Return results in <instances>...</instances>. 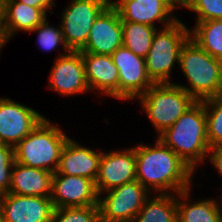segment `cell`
I'll use <instances>...</instances> for the list:
<instances>
[{
	"label": "cell",
	"mask_w": 222,
	"mask_h": 222,
	"mask_svg": "<svg viewBox=\"0 0 222 222\" xmlns=\"http://www.w3.org/2000/svg\"><path fill=\"white\" fill-rule=\"evenodd\" d=\"M189 189L181 191L176 195L177 200V222H222V209L217 200L207 199L196 203H189L187 198Z\"/></svg>",
	"instance_id": "21"
},
{
	"label": "cell",
	"mask_w": 222,
	"mask_h": 222,
	"mask_svg": "<svg viewBox=\"0 0 222 222\" xmlns=\"http://www.w3.org/2000/svg\"><path fill=\"white\" fill-rule=\"evenodd\" d=\"M178 64L190 88L175 85L184 89L196 101H204L222 93V61L212 57L192 39L182 47Z\"/></svg>",
	"instance_id": "3"
},
{
	"label": "cell",
	"mask_w": 222,
	"mask_h": 222,
	"mask_svg": "<svg viewBox=\"0 0 222 222\" xmlns=\"http://www.w3.org/2000/svg\"><path fill=\"white\" fill-rule=\"evenodd\" d=\"M49 80V87L64 96L88 91L81 51L60 55L52 66Z\"/></svg>",
	"instance_id": "13"
},
{
	"label": "cell",
	"mask_w": 222,
	"mask_h": 222,
	"mask_svg": "<svg viewBox=\"0 0 222 222\" xmlns=\"http://www.w3.org/2000/svg\"><path fill=\"white\" fill-rule=\"evenodd\" d=\"M162 1L172 11L175 9V7H178V6H182V7L184 6L186 8H189V5L191 3V0H162Z\"/></svg>",
	"instance_id": "32"
},
{
	"label": "cell",
	"mask_w": 222,
	"mask_h": 222,
	"mask_svg": "<svg viewBox=\"0 0 222 222\" xmlns=\"http://www.w3.org/2000/svg\"><path fill=\"white\" fill-rule=\"evenodd\" d=\"M68 136L44 118L14 147L15 162L55 173Z\"/></svg>",
	"instance_id": "4"
},
{
	"label": "cell",
	"mask_w": 222,
	"mask_h": 222,
	"mask_svg": "<svg viewBox=\"0 0 222 222\" xmlns=\"http://www.w3.org/2000/svg\"><path fill=\"white\" fill-rule=\"evenodd\" d=\"M14 162V148L0 143V195L9 191L11 170Z\"/></svg>",
	"instance_id": "29"
},
{
	"label": "cell",
	"mask_w": 222,
	"mask_h": 222,
	"mask_svg": "<svg viewBox=\"0 0 222 222\" xmlns=\"http://www.w3.org/2000/svg\"><path fill=\"white\" fill-rule=\"evenodd\" d=\"M156 31L157 28L154 26L122 21L123 46L145 59Z\"/></svg>",
	"instance_id": "24"
},
{
	"label": "cell",
	"mask_w": 222,
	"mask_h": 222,
	"mask_svg": "<svg viewBox=\"0 0 222 222\" xmlns=\"http://www.w3.org/2000/svg\"><path fill=\"white\" fill-rule=\"evenodd\" d=\"M4 44H5L4 39L2 38L1 33H0V51H1V48L4 46Z\"/></svg>",
	"instance_id": "35"
},
{
	"label": "cell",
	"mask_w": 222,
	"mask_h": 222,
	"mask_svg": "<svg viewBox=\"0 0 222 222\" xmlns=\"http://www.w3.org/2000/svg\"><path fill=\"white\" fill-rule=\"evenodd\" d=\"M208 155H210L209 160L211 163H213L214 167L217 168L220 175H222V146L211 147Z\"/></svg>",
	"instance_id": "30"
},
{
	"label": "cell",
	"mask_w": 222,
	"mask_h": 222,
	"mask_svg": "<svg viewBox=\"0 0 222 222\" xmlns=\"http://www.w3.org/2000/svg\"><path fill=\"white\" fill-rule=\"evenodd\" d=\"M136 180L134 148L125 151L102 152L95 181L99 197L106 191Z\"/></svg>",
	"instance_id": "12"
},
{
	"label": "cell",
	"mask_w": 222,
	"mask_h": 222,
	"mask_svg": "<svg viewBox=\"0 0 222 222\" xmlns=\"http://www.w3.org/2000/svg\"><path fill=\"white\" fill-rule=\"evenodd\" d=\"M44 118L28 106L0 98V143L14 148Z\"/></svg>",
	"instance_id": "10"
},
{
	"label": "cell",
	"mask_w": 222,
	"mask_h": 222,
	"mask_svg": "<svg viewBox=\"0 0 222 222\" xmlns=\"http://www.w3.org/2000/svg\"><path fill=\"white\" fill-rule=\"evenodd\" d=\"M31 32H38V44L40 47L44 49V51L53 50L56 48L59 43L63 45L64 50L66 52H70L69 48L67 47L64 36L61 30V27L56 29L55 27L49 26L47 18L38 25L35 29L31 30Z\"/></svg>",
	"instance_id": "27"
},
{
	"label": "cell",
	"mask_w": 222,
	"mask_h": 222,
	"mask_svg": "<svg viewBox=\"0 0 222 222\" xmlns=\"http://www.w3.org/2000/svg\"><path fill=\"white\" fill-rule=\"evenodd\" d=\"M81 54L89 91L99 89L102 93L118 99L119 71L111 55L88 52Z\"/></svg>",
	"instance_id": "18"
},
{
	"label": "cell",
	"mask_w": 222,
	"mask_h": 222,
	"mask_svg": "<svg viewBox=\"0 0 222 222\" xmlns=\"http://www.w3.org/2000/svg\"><path fill=\"white\" fill-rule=\"evenodd\" d=\"M102 152L83 147L75 140L68 138L65 143L54 174L85 177L96 181Z\"/></svg>",
	"instance_id": "16"
},
{
	"label": "cell",
	"mask_w": 222,
	"mask_h": 222,
	"mask_svg": "<svg viewBox=\"0 0 222 222\" xmlns=\"http://www.w3.org/2000/svg\"><path fill=\"white\" fill-rule=\"evenodd\" d=\"M5 222H51L53 205L50 197L0 195Z\"/></svg>",
	"instance_id": "15"
},
{
	"label": "cell",
	"mask_w": 222,
	"mask_h": 222,
	"mask_svg": "<svg viewBox=\"0 0 222 222\" xmlns=\"http://www.w3.org/2000/svg\"><path fill=\"white\" fill-rule=\"evenodd\" d=\"M111 58L119 71V100L137 99L154 85L147 74L144 58L124 46L117 48Z\"/></svg>",
	"instance_id": "9"
},
{
	"label": "cell",
	"mask_w": 222,
	"mask_h": 222,
	"mask_svg": "<svg viewBox=\"0 0 222 222\" xmlns=\"http://www.w3.org/2000/svg\"><path fill=\"white\" fill-rule=\"evenodd\" d=\"M151 196L133 222H177V200L172 193Z\"/></svg>",
	"instance_id": "22"
},
{
	"label": "cell",
	"mask_w": 222,
	"mask_h": 222,
	"mask_svg": "<svg viewBox=\"0 0 222 222\" xmlns=\"http://www.w3.org/2000/svg\"><path fill=\"white\" fill-rule=\"evenodd\" d=\"M51 222H100L98 205L54 208Z\"/></svg>",
	"instance_id": "26"
},
{
	"label": "cell",
	"mask_w": 222,
	"mask_h": 222,
	"mask_svg": "<svg viewBox=\"0 0 222 222\" xmlns=\"http://www.w3.org/2000/svg\"><path fill=\"white\" fill-rule=\"evenodd\" d=\"M190 39L212 57L222 60V20L196 22Z\"/></svg>",
	"instance_id": "23"
},
{
	"label": "cell",
	"mask_w": 222,
	"mask_h": 222,
	"mask_svg": "<svg viewBox=\"0 0 222 222\" xmlns=\"http://www.w3.org/2000/svg\"><path fill=\"white\" fill-rule=\"evenodd\" d=\"M188 9L197 12L196 22L222 20V0H191Z\"/></svg>",
	"instance_id": "28"
},
{
	"label": "cell",
	"mask_w": 222,
	"mask_h": 222,
	"mask_svg": "<svg viewBox=\"0 0 222 222\" xmlns=\"http://www.w3.org/2000/svg\"><path fill=\"white\" fill-rule=\"evenodd\" d=\"M189 39L190 31L180 20L157 29L145 58L147 74L154 84H172L170 72L174 63H179L181 49Z\"/></svg>",
	"instance_id": "5"
},
{
	"label": "cell",
	"mask_w": 222,
	"mask_h": 222,
	"mask_svg": "<svg viewBox=\"0 0 222 222\" xmlns=\"http://www.w3.org/2000/svg\"><path fill=\"white\" fill-rule=\"evenodd\" d=\"M110 4V0H72L61 16L60 25L70 51L85 47L93 23Z\"/></svg>",
	"instance_id": "7"
},
{
	"label": "cell",
	"mask_w": 222,
	"mask_h": 222,
	"mask_svg": "<svg viewBox=\"0 0 222 222\" xmlns=\"http://www.w3.org/2000/svg\"><path fill=\"white\" fill-rule=\"evenodd\" d=\"M54 173L14 162L8 193L26 196L51 197Z\"/></svg>",
	"instance_id": "19"
},
{
	"label": "cell",
	"mask_w": 222,
	"mask_h": 222,
	"mask_svg": "<svg viewBox=\"0 0 222 222\" xmlns=\"http://www.w3.org/2000/svg\"><path fill=\"white\" fill-rule=\"evenodd\" d=\"M134 152L136 180L147 189L160 194L190 189L194 171L158 138L154 147L139 144Z\"/></svg>",
	"instance_id": "1"
},
{
	"label": "cell",
	"mask_w": 222,
	"mask_h": 222,
	"mask_svg": "<svg viewBox=\"0 0 222 222\" xmlns=\"http://www.w3.org/2000/svg\"><path fill=\"white\" fill-rule=\"evenodd\" d=\"M158 139L189 168L196 170L210 149L204 101H196L171 127L159 134Z\"/></svg>",
	"instance_id": "2"
},
{
	"label": "cell",
	"mask_w": 222,
	"mask_h": 222,
	"mask_svg": "<svg viewBox=\"0 0 222 222\" xmlns=\"http://www.w3.org/2000/svg\"><path fill=\"white\" fill-rule=\"evenodd\" d=\"M0 222H5L4 221V214H3V210H2L1 204H0Z\"/></svg>",
	"instance_id": "34"
},
{
	"label": "cell",
	"mask_w": 222,
	"mask_h": 222,
	"mask_svg": "<svg viewBox=\"0 0 222 222\" xmlns=\"http://www.w3.org/2000/svg\"><path fill=\"white\" fill-rule=\"evenodd\" d=\"M95 181L85 177L54 174L51 201L54 208L98 205Z\"/></svg>",
	"instance_id": "11"
},
{
	"label": "cell",
	"mask_w": 222,
	"mask_h": 222,
	"mask_svg": "<svg viewBox=\"0 0 222 222\" xmlns=\"http://www.w3.org/2000/svg\"><path fill=\"white\" fill-rule=\"evenodd\" d=\"M207 117V139L211 147L222 146V93L204 100Z\"/></svg>",
	"instance_id": "25"
},
{
	"label": "cell",
	"mask_w": 222,
	"mask_h": 222,
	"mask_svg": "<svg viewBox=\"0 0 222 222\" xmlns=\"http://www.w3.org/2000/svg\"><path fill=\"white\" fill-rule=\"evenodd\" d=\"M3 2L4 0H0V29H1V24L3 20Z\"/></svg>",
	"instance_id": "33"
},
{
	"label": "cell",
	"mask_w": 222,
	"mask_h": 222,
	"mask_svg": "<svg viewBox=\"0 0 222 222\" xmlns=\"http://www.w3.org/2000/svg\"><path fill=\"white\" fill-rule=\"evenodd\" d=\"M149 191L137 180L106 191V197L98 198L100 222H133Z\"/></svg>",
	"instance_id": "8"
},
{
	"label": "cell",
	"mask_w": 222,
	"mask_h": 222,
	"mask_svg": "<svg viewBox=\"0 0 222 222\" xmlns=\"http://www.w3.org/2000/svg\"><path fill=\"white\" fill-rule=\"evenodd\" d=\"M111 5L118 11L121 21L143 23L155 27L154 21L162 22L163 27L173 24L176 19L172 10L162 0H115Z\"/></svg>",
	"instance_id": "17"
},
{
	"label": "cell",
	"mask_w": 222,
	"mask_h": 222,
	"mask_svg": "<svg viewBox=\"0 0 222 222\" xmlns=\"http://www.w3.org/2000/svg\"><path fill=\"white\" fill-rule=\"evenodd\" d=\"M139 99L158 134L171 127L196 102L175 83L154 84Z\"/></svg>",
	"instance_id": "6"
},
{
	"label": "cell",
	"mask_w": 222,
	"mask_h": 222,
	"mask_svg": "<svg viewBox=\"0 0 222 222\" xmlns=\"http://www.w3.org/2000/svg\"><path fill=\"white\" fill-rule=\"evenodd\" d=\"M24 3L27 6L41 8L45 13L48 10H51L50 7L54 4V0H16Z\"/></svg>",
	"instance_id": "31"
},
{
	"label": "cell",
	"mask_w": 222,
	"mask_h": 222,
	"mask_svg": "<svg viewBox=\"0 0 222 222\" xmlns=\"http://www.w3.org/2000/svg\"><path fill=\"white\" fill-rule=\"evenodd\" d=\"M121 46H123L121 17L110 4L93 23L81 52L111 55Z\"/></svg>",
	"instance_id": "14"
},
{
	"label": "cell",
	"mask_w": 222,
	"mask_h": 222,
	"mask_svg": "<svg viewBox=\"0 0 222 222\" xmlns=\"http://www.w3.org/2000/svg\"><path fill=\"white\" fill-rule=\"evenodd\" d=\"M46 18V13L41 8L27 6L16 0H4L1 36L6 43L17 31L30 32Z\"/></svg>",
	"instance_id": "20"
}]
</instances>
